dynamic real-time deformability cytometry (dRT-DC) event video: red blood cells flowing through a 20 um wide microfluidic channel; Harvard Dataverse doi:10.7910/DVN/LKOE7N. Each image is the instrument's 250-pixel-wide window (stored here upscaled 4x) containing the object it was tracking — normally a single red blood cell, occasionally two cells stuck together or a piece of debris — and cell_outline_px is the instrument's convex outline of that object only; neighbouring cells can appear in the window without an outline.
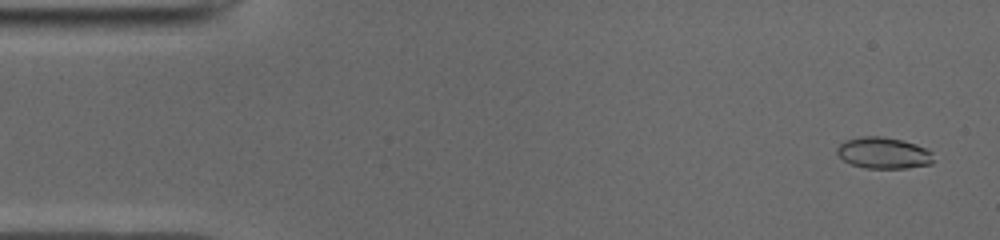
{"species": "common noctule bat (a hibernating species)", "species_latin": "Nyctalus noctula", "temperature_condition": "cold", "stored_images_in_passage": 49, "camera_frame_rate_fps": 3000, "um_per_image_px": 0.085, "animal": {"sex": "male", "body_mass_g": 19.0, "forearm_length_mm": 50.8}, "frame": {"image": 1, "passage_image": 1, "time_ms": 0.0, "image_size_px": [1000, 240], "cell_outline_px": [[932, 164], [908, 168], [864, 168], [852, 164], [844, 160], [836, 152], [836, 148], [844, 140], [860, 136], [880, 136], [904, 140], [916, 144], [932, 152]], "centroid_in_image_um": [75.08, 12.99], "position_along_channel_um": 9.9, "area_um2": 17.69}}
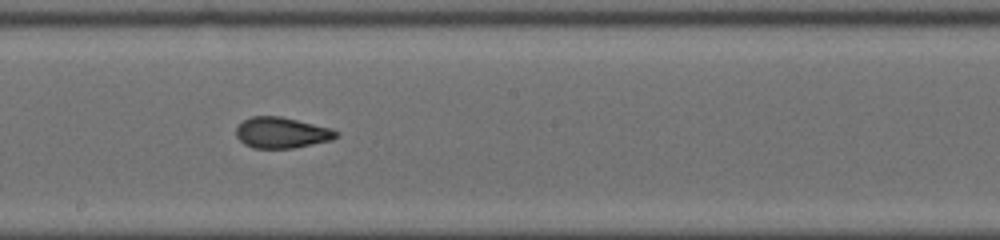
{"frame": {"image": 2, "passage_image": 26, "time_ms": 8.333, "image_size_px": [1000, 240], "cell_outline_px": [[340, 132], [332, 140], [292, 148], [252, 148], [244, 144], [236, 136], [236, 128], [244, 120], [252, 116], [280, 116], [332, 128]], "centroid_in_image_um": [23.94, 11.28], "position_along_channel_um": 224.3, "area_um2": 17.98}}
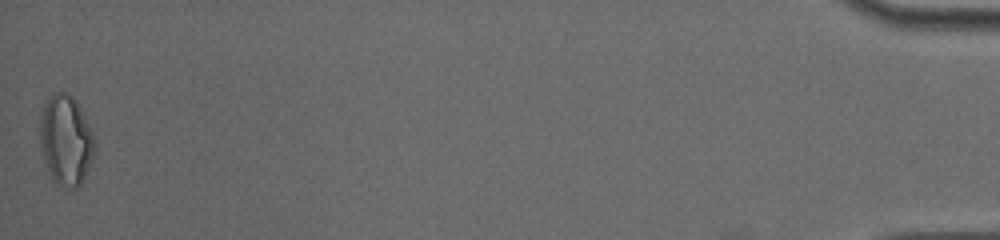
{"frame": {"image": 3, "passage_image": 49, "time_ms": 16.0, "image_size_px": [1000, 240], "cell_outline_px": [[96, 144], [88, 168], [80, 184], [76, 188], [68, 188], [56, 184], [52, 180], [44, 156], [40, 136], [40, 120], [44, 104], [56, 92], [68, 92], [72, 96], [92, 132]], "centroid_in_image_um": [5.6, 11.93], "position_along_channel_um": 429.6, "area_um2": 27.86}, "authors_computed_cell_mechanics": {"area_um2": 18.3226, "velocity_mm_per_s": 3.9719, "shape_relaxation_time_tau1_ms": 3.6253, "shape_relaxation_time_tau2_ms": 1.4891, "deformation_change_tau1": 0.1613, "deformation_change_tau2": 0.0775}}